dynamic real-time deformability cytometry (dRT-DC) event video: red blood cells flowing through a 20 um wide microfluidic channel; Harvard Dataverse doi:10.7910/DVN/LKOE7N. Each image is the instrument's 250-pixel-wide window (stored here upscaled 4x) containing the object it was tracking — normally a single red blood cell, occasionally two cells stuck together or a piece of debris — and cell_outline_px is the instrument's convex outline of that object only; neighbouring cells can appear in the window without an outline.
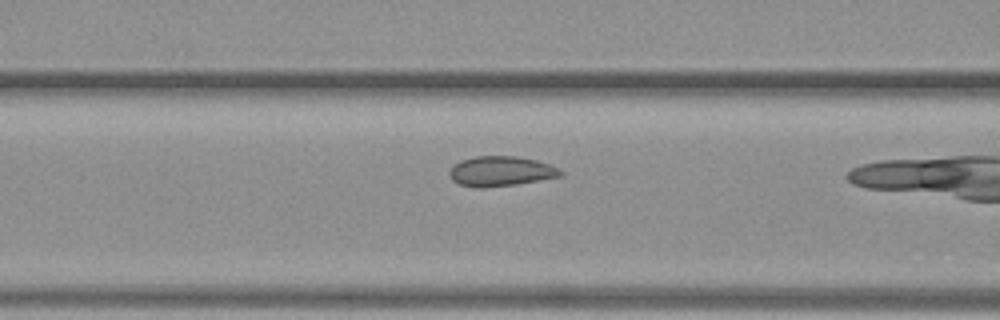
{"species": "common noctule bat (a hibernating species)", "species_latin": "Nyctalus noctula", "temperature_condition": "warm", "stored_images_in_passage": 7, "camera_frame_rate_fps": 3000, "um_per_image_px": 0.085, "animal": {"sex": "female", "body_mass_g": 19.3, "forearm_length_mm": 54.1}, "frame": {"image": 1, "passage_image": 6, "time_ms": 1.667, "image_size_px": [1000, 320], "cell_outline_px": [[564, 172], [560, 176], [540, 180], [516, 184], [480, 188], [476, 188], [460, 184], [452, 180], [448, 172], [452, 164], [460, 160], [476, 156], [516, 156], [536, 160], [560, 168]], "centroid_in_image_um": [42.54, 14.55], "position_along_channel_um": 124.1, "area_um2": 19.48}}